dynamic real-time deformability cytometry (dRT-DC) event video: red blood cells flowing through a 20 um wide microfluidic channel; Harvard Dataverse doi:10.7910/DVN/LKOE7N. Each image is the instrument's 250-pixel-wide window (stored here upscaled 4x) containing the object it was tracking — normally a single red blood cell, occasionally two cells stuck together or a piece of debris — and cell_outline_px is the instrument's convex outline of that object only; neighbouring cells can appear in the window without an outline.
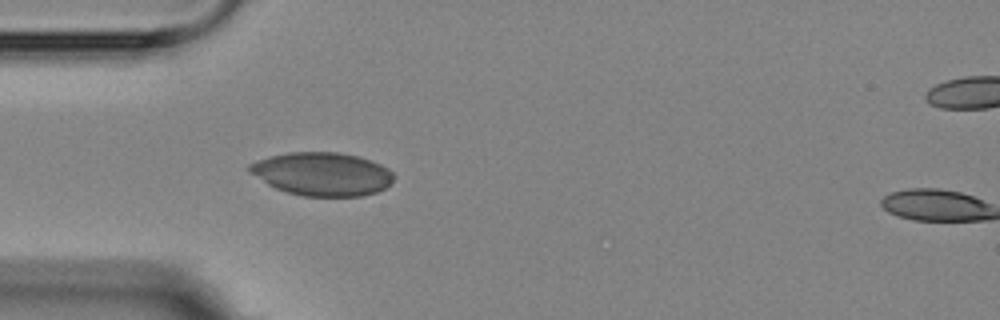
{"species": "Egyptian fruit bat (a non-hibernating species)", "species_latin": "Rousettus aegyptiacus", "temperature_condition": "room temperature", "stored_images_in_passage": 2, "camera_frame_rate_fps": 3000, "um_per_image_px": 0.085, "animal": {"sex": "female"}, "frame": {"image": 1, "passage_image": 1, "time_ms": 0.0, "image_size_px": [1000, 320], "cell_outline_px": [[396, 176], [384, 188], [376, 192], [360, 196], [304, 196], [288, 192], [276, 188], [268, 184], [248, 172], [248, 164], [256, 160], [288, 152], [336, 152], [360, 156], [372, 160], [388, 168]], "centroid_in_image_um": [27.38, 14.78], "position_along_channel_um": 57.6, "area_um2": 36.41}}